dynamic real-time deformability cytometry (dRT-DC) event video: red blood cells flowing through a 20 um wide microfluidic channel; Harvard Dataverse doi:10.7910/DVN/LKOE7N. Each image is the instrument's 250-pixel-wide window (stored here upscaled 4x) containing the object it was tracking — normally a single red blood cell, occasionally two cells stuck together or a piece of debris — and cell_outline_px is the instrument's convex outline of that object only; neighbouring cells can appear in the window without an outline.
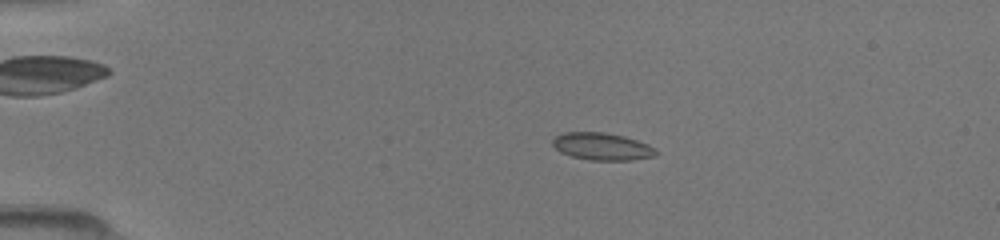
{"species": "common noctule bat (a hibernating species)", "species_latin": "Nyctalus noctula", "temperature_condition": "room temperature", "stored_images_in_passage": 48, "camera_frame_rate_fps": 3000, "um_per_image_px": 0.085, "animal": {"sex": "female", "body_mass_g": 19.5, "forearm_length_mm": 54.1}, "frame": {"image": 1, "passage_image": 10, "time_ms": 3.0, "image_size_px": [1000, 240], "cell_outline_px": [[660, 152], [656, 156], [632, 160], [592, 160], [572, 156], [560, 152], [552, 144], [552, 140], [556, 136], [564, 132], [604, 132], [624, 136], [648, 144], [656, 148]], "centroid_in_image_um": [51.22, 12.45], "position_along_channel_um": 33.8, "area_um2": 16.53}}
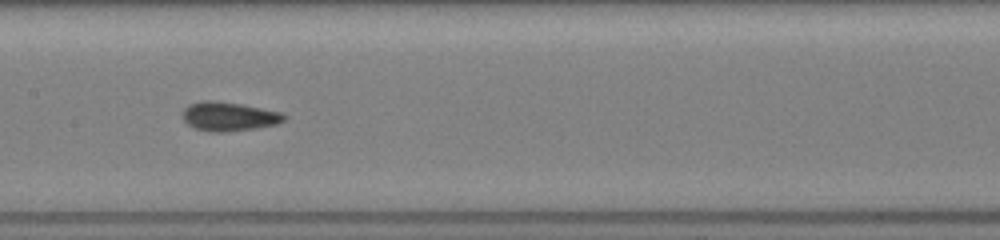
{"frame": {"image": 2, "passage_image": 25, "time_ms": 8.0, "image_size_px": [1000, 240], "cell_outline_px": [[288, 116], [284, 120], [276, 124], [252, 128], [224, 132], [212, 132], [196, 128], [188, 124], [180, 116], [184, 108], [188, 104], [200, 100], [212, 100], [240, 104], [280, 112]], "centroid_in_image_um": [19.39, 9.88], "position_along_channel_um": 188.0, "area_um2": 17.05}}
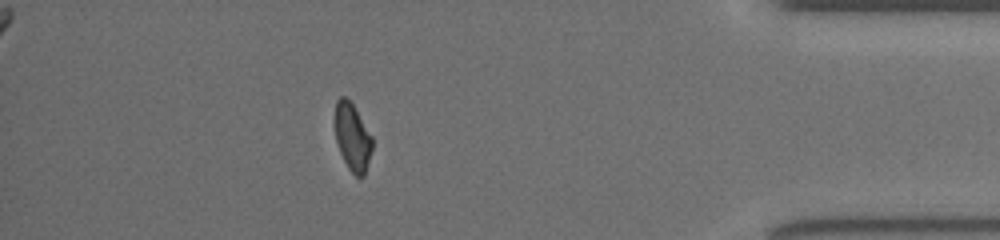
{"frame": {"image": 3, "passage_image": 43, "time_ms": 14.0, "image_size_px": [1000, 240], "cell_outline_px": [[372, 148], [364, 176], [356, 176], [348, 168], [340, 152], [336, 140], [332, 124], [332, 120], [336, 100], [340, 96], [344, 96], [352, 104], [372, 136]], "centroid_in_image_um": [29.9, 11.61], "position_along_channel_um": 405.3, "area_um2": 14.85}}